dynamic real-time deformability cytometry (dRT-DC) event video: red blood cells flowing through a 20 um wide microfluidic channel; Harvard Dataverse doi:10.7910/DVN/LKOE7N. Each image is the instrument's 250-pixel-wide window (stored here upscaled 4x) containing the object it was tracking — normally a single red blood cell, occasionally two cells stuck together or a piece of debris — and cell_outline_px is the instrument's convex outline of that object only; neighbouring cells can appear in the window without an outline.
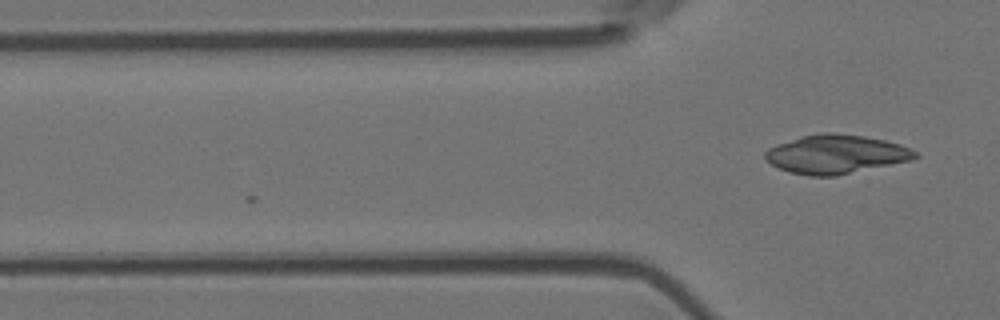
{"species": "Egyptian fruit bat (a non-hibernating species)", "species_latin": "Rousettus aegyptiacus", "temperature_condition": "room temperature", "stored_images_in_passage": 3, "camera_frame_rate_fps": 3000, "um_per_image_px": 0.085, "animal": {"sex": "female"}, "frame": {"image": 1, "passage_image": 3, "time_ms": 0.667, "image_size_px": [1000, 320], "cell_outline_px": [[920, 156], [912, 160], [836, 176], [808, 176], [788, 172], [764, 160], [764, 152], [768, 148], [776, 144], [800, 136], [824, 132], [832, 132], [864, 136], [884, 140], [900, 144], [916, 152]], "centroid_in_image_um": [71.02, 13.11], "position_along_channel_um": 54.8, "area_um2": 34.1}}